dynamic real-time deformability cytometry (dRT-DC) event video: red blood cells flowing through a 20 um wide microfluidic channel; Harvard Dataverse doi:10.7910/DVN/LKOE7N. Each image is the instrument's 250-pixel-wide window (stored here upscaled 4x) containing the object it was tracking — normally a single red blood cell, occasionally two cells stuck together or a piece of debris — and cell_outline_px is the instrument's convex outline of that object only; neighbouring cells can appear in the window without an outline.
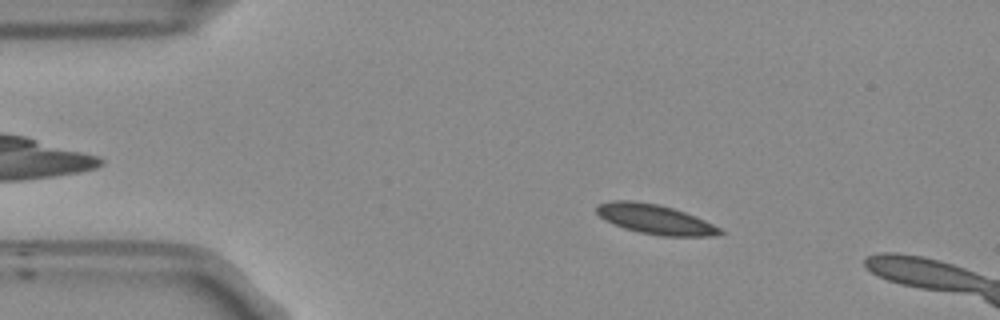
{"species": "Egyptian fruit bat (a non-hibernating species)", "species_latin": "Rousettus aegyptiacus", "temperature_condition": "room temperature", "stored_images_in_passage": 55, "camera_frame_rate_fps": 3000, "um_per_image_px": 0.085, "frame": {"image": 1, "passage_image": 9, "time_ms": 2.667, "image_size_px": [1000, 320], "cell_outline_px": [[724, 232], [712, 236], [660, 236], [640, 232], [624, 228], [600, 216], [596, 212], [596, 208], [600, 204], [612, 200], [636, 200], [660, 204], [684, 212], [704, 220], [720, 228]], "centroid_in_image_um": [55.69, 18.63], "position_along_channel_um": 29.3, "area_um2": 21.04}}
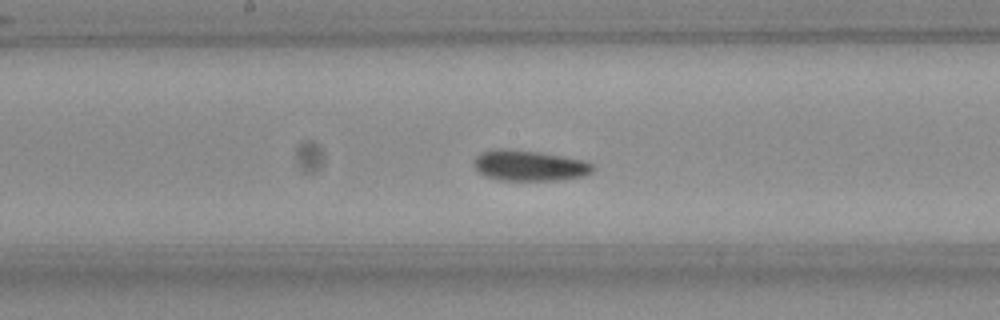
{"frame": {"image": 2, "passage_image": 27, "time_ms": 8.667, "image_size_px": [1000, 320], "cell_outline_px": [[592, 172], [584, 176], [556, 180], [500, 180], [488, 176], [480, 172], [476, 168], [476, 156], [484, 152], [504, 148], [540, 152], [580, 160], [592, 164]], "centroid_in_image_um": [45.01, 14.08], "position_along_channel_um": 203.2, "area_um2": 20.58}}
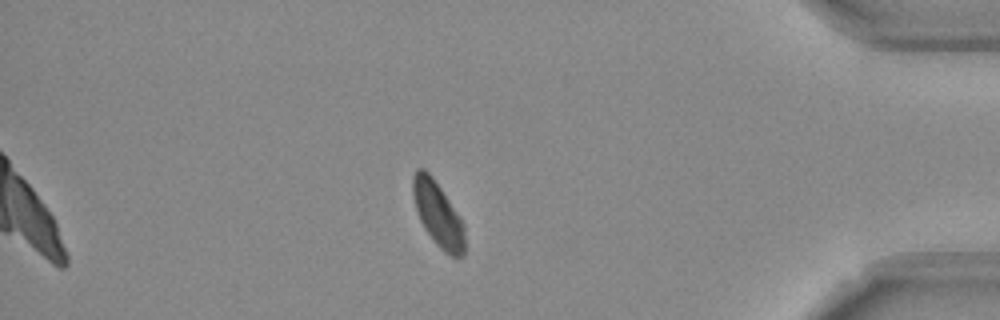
{"frame": {"image": 3, "passage_image": 46, "time_ms": 15.0, "image_size_px": [1000, 320], "cell_outline_px": [[464, 256], [452, 256], [444, 252], [436, 244], [424, 228], [420, 220], [416, 208], [412, 192], [412, 176], [416, 168], [424, 168], [432, 176], [464, 224]], "centroid_in_image_um": [37.2, 18.19], "position_along_channel_um": 398.0, "area_um2": 19.25}, "authors_computed_cell_mechanics": {"area_um2": 20.519, "velocity_mm_per_s": 3.7047, "shape_relaxation_time_tau1_ms": 6.0816, "shape_relaxation_time_tau2_ms": null, "deformation_change_tau1": 0.0891, "deformation_change_tau2": null}}